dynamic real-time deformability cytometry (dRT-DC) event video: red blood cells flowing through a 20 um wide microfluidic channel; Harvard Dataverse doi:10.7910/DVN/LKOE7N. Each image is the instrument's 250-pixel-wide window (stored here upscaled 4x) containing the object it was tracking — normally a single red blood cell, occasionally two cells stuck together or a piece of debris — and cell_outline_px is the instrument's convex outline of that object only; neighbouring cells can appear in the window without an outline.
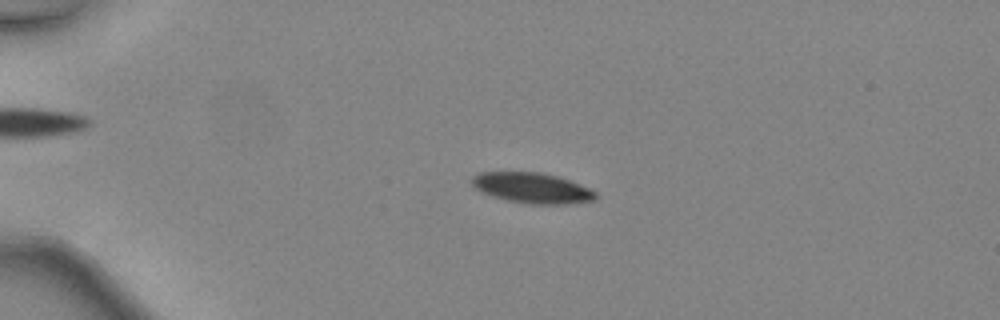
{"species": "common noctule bat (a hibernating species)", "species_latin": "Nyctalus noctula", "temperature_condition": "warm", "stored_images_in_passage": 42, "camera_frame_rate_fps": 3000, "um_per_image_px": 0.085, "animal": {"sex": "female", "body_mass_g": 24.6, "forearm_length_mm": 56.2}, "frame": {"image": 1, "passage_image": 6, "time_ms": 1.667, "image_size_px": [1000, 320], "cell_outline_px": [[596, 200], [568, 204], [528, 204], [504, 200], [492, 196], [476, 188], [472, 184], [472, 176], [480, 172], [540, 172], [556, 176], [580, 184], [596, 192]], "centroid_in_image_um": [45.23, 15.98], "position_along_channel_um": 39.8, "area_um2": 21.91}}
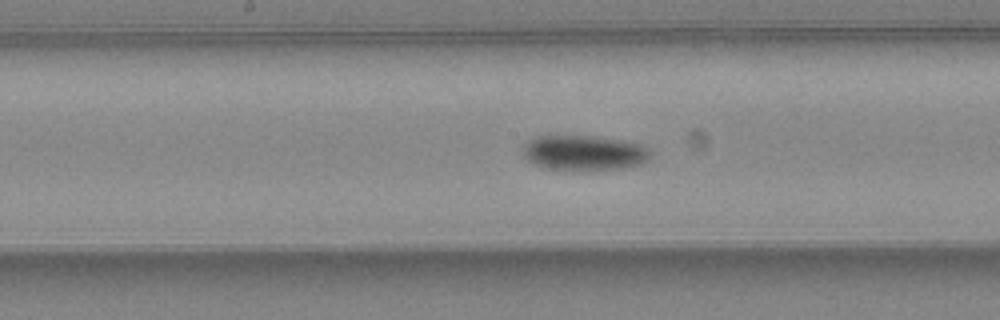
{"frame": {"image": 2, "passage_image": 20, "time_ms": 6.333, "image_size_px": [1000, 320], "cell_outline_px": [[652, 152], [648, 160], [640, 164], [624, 168], [592, 172], [572, 172], [544, 168], [532, 164], [524, 156], [524, 144], [528, 140], [540, 136], [584, 136], [616, 140], [636, 144], [648, 148]], "centroid_in_image_um": [49.61, 13.05], "position_along_channel_um": 198.6, "area_um2": 26.53}}
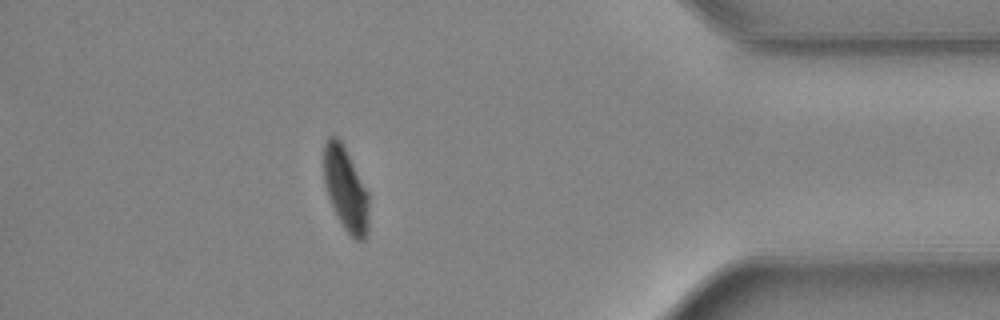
{"frame": {"image": 3, "passage_image": 36, "time_ms": 11.667, "image_size_px": [1000, 320], "cell_outline_px": [[368, 232], [364, 240], [356, 240], [344, 228], [328, 196], [324, 184], [324, 144], [328, 136], [336, 136], [340, 140], [368, 192]], "centroid_in_image_um": [29.38, 16.07], "position_along_channel_um": 405.8, "area_um2": 21.5}, "authors_computed_cell_mechanics": {"area_um2": 23.7558, "velocity_mm_per_s": 4.5227, "shape_relaxation_time_tau1_ms": 2.8564, "shape_relaxation_time_tau2_ms": 3.973, "deformation_change_tau1": 0.1204, "deformation_change_tau2": 0.0732}}